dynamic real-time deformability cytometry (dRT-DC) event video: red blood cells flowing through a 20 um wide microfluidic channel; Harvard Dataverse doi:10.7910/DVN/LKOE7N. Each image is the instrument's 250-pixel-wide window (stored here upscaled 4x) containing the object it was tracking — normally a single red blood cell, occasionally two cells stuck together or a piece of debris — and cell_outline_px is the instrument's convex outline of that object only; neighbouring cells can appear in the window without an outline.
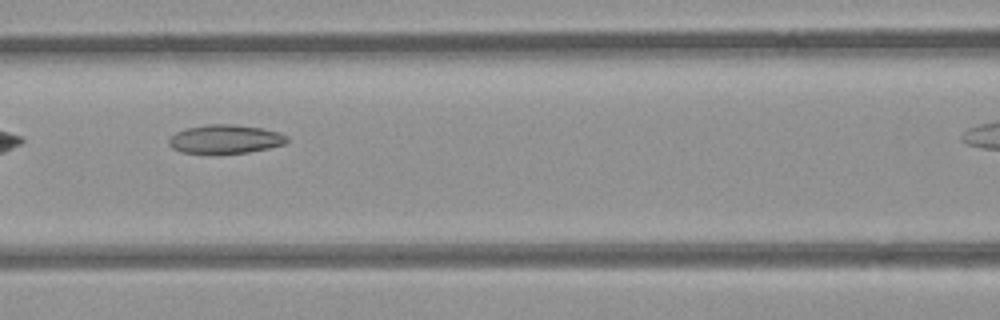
{"species": "common noctule bat (a hibernating species)", "species_latin": "Nyctalus noctula", "temperature_condition": "room temperature", "stored_images_in_passage": 13, "camera_frame_rate_fps": 3000, "um_per_image_px": 0.085, "animal": {"sex": "female", "body_mass_g": 21.9}, "frame": {"image": 1, "passage_image": 8, "time_ms": 2.333, "image_size_px": [1000, 320], "cell_outline_px": [[288, 140], [284, 144], [268, 148], [248, 152], [180, 152], [172, 148], [168, 144], [168, 140], [176, 132], [188, 128], [204, 124], [232, 124], [260, 128], [280, 132], [288, 136]], "centroid_in_image_um": [19.15, 11.8], "position_along_channel_um": 147.4, "area_um2": 19.42}}
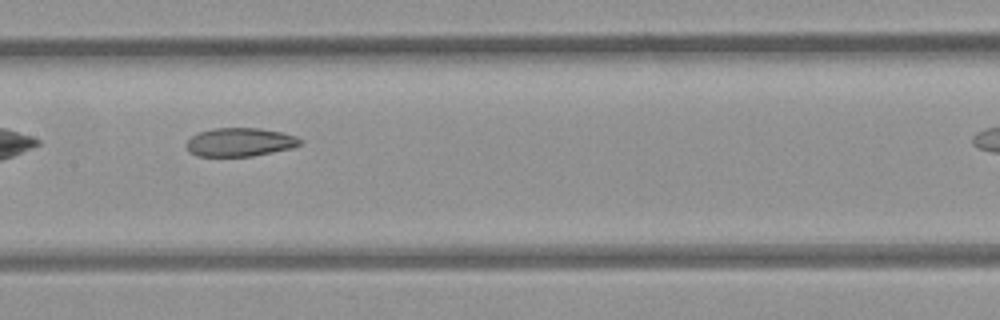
{"frame": {"image": 2, "passage_image": 11, "time_ms": 3.333, "image_size_px": [1000, 320], "cell_outline_px": [[300, 144], [292, 148], [252, 156], [196, 156], [188, 152], [184, 144], [196, 132], [216, 128], [260, 128], [280, 132], [296, 136], [300, 140]], "centroid_in_image_um": [20.32, 12.08], "position_along_channel_um": 187.1, "area_um2": 18.96}}